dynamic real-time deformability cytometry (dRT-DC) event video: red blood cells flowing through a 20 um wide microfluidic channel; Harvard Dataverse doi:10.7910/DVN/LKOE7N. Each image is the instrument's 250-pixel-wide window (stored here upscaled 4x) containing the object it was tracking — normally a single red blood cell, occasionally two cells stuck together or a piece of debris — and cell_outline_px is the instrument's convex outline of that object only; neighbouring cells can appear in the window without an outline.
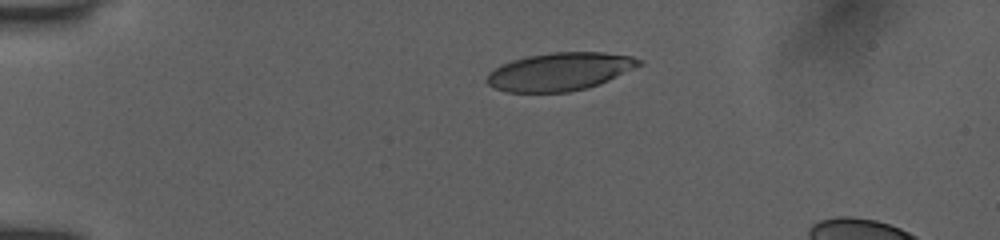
{"species": "human", "species_latin": "Homo sapiens", "temperature_condition": "room temperature", "stored_images_in_passage": 9, "camera_frame_rate_fps": 3000, "um_per_image_px": 0.085, "donor": {"sex": "female"}, "frame": {"image": 1, "passage_image": 1, "time_ms": 0.0, "image_size_px": [1000, 240], "cell_outline_px": [[644, 64], [600, 84], [588, 88], [568, 92], [508, 92], [492, 88], [484, 80], [488, 72], [512, 60], [528, 56], [552, 52], [604, 52], [632, 56], [644, 60]], "centroid_in_image_um": [47.61, 6.09], "position_along_channel_um": 37.4, "area_um2": 33.93}}